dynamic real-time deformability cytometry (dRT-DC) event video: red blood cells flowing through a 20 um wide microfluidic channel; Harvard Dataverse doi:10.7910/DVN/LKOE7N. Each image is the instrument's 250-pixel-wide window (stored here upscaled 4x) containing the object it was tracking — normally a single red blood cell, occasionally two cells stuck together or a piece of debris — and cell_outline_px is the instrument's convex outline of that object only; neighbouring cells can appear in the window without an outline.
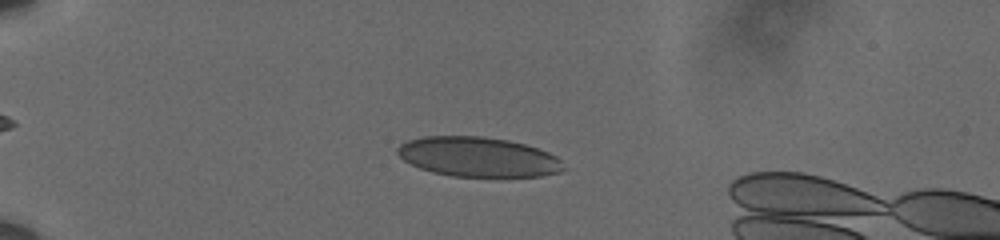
{"species": "human", "species_latin": "Homo sapiens", "temperature_condition": "cold", "stored_images_in_passage": 40, "camera_frame_rate_fps": 3000, "um_per_image_px": 0.085, "donor": {"sex": "male"}, "frame": {"image": 1, "passage_image": 14, "time_ms": 4.333, "image_size_px": [1000, 240], "cell_outline_px": [[564, 168], [560, 172], [540, 176], [452, 176], [432, 172], [420, 168], [404, 160], [396, 152], [396, 148], [400, 144], [408, 140], [424, 136], [480, 136], [508, 140], [524, 144], [548, 152], [556, 156], [560, 160]], "centroid_in_image_um": [40.61, 13.33], "position_along_channel_um": 44.4, "area_um2": 38.21}}
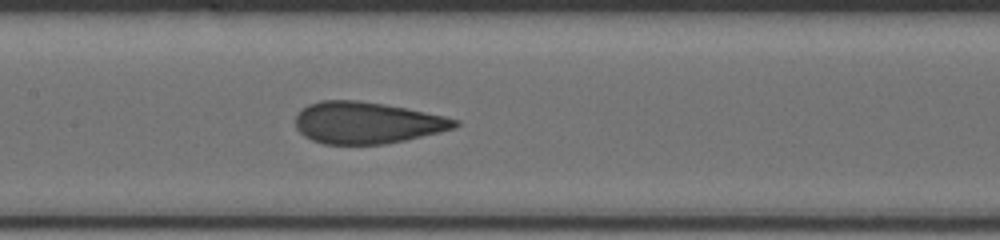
{"frame": {"image": 2, "passage_image": 23, "time_ms": 7.333, "image_size_px": [1000, 240], "cell_outline_px": [[460, 124], [456, 128], [440, 132], [404, 140], [384, 144], [324, 144], [312, 140], [304, 136], [296, 128], [296, 116], [308, 104], [320, 100], [356, 100], [384, 104], [444, 116], [460, 120]], "centroid_in_image_um": [31.19, 10.43], "position_along_channel_um": 176.2, "area_um2": 38.55}}
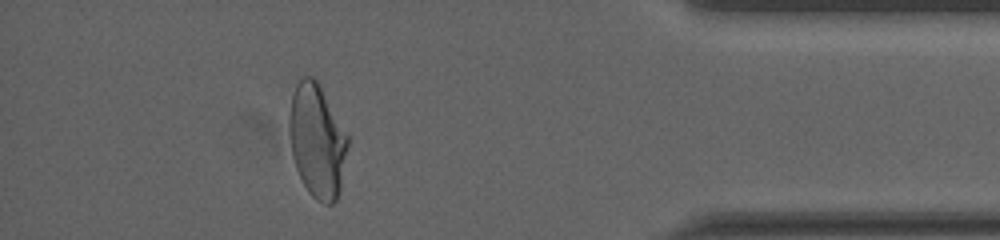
{"frame": {"image": 3, "passage_image": 36, "time_ms": 11.667, "image_size_px": [1000, 240], "cell_outline_px": [[348, 144], [340, 188], [336, 200], [332, 204], [324, 204], [316, 200], [308, 192], [296, 168], [292, 156], [288, 132], [288, 116], [292, 96], [296, 84], [304, 76], [312, 76], [316, 80], [348, 136]], "centroid_in_image_um": [26.92, 11.99], "position_along_channel_um": 408.3, "area_um2": 38.38}}